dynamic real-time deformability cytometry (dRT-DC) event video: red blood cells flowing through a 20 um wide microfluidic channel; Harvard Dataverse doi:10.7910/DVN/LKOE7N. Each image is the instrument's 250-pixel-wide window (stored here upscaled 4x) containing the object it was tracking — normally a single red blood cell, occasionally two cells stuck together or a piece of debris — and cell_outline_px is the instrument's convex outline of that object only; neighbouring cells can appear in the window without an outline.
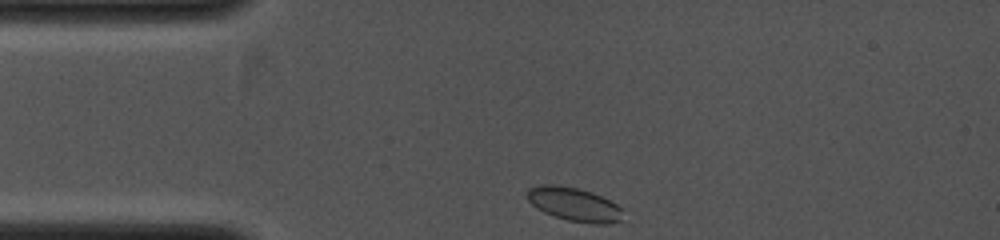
{"species": "common noctule bat (a hibernating species)", "species_latin": "Nyctalus noctula", "temperature_condition": "cold", "stored_images_in_passage": 32, "camera_frame_rate_fps": 4000, "um_per_image_px": 0.085, "animal": {"sex": "female", "body_mass_g": 19.0, "forearm_length_mm": 53.3}, "frame": {"image": 1, "passage_image": 1, "time_ms": 0.0, "image_size_px": [1000, 240], "cell_outline_px": [[620, 220], [608, 224], [592, 224], [568, 220], [552, 216], [536, 208], [528, 200], [528, 188], [540, 184], [552, 184], [576, 188], [592, 192], [616, 204], [620, 208]], "centroid_in_image_um": [48.75, 17.37], "position_along_channel_um": 36.3, "area_um2": 18.55}}
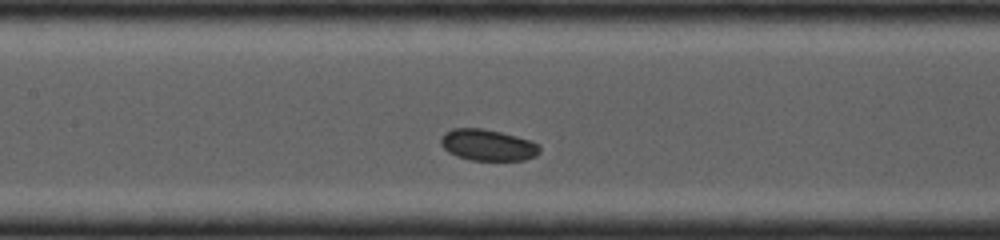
{"frame": {"image": 2, "passage_image": 21, "time_ms": 3.0, "image_size_px": [1000, 240], "cell_outline_px": [[540, 152], [536, 156], [524, 160], [472, 160], [456, 156], [448, 152], [440, 144], [440, 136], [444, 132], [452, 128], [484, 128], [532, 140], [540, 144]], "centroid_in_image_um": [41.46, 12.32], "position_along_channel_um": 165.9, "area_um2": 18.32}}
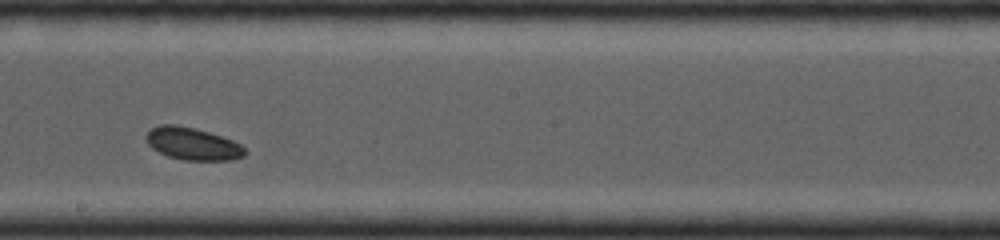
{"frame": {"image": 3, "passage_image": 29, "time_ms": 4.25, "image_size_px": [1000, 240], "cell_outline_px": [[248, 152], [244, 156], [232, 160], [184, 160], [168, 156], [152, 148], [148, 144], [144, 136], [152, 128], [160, 124], [176, 124], [208, 132], [232, 140], [240, 144]], "centroid_in_image_um": [16.37, 12.22], "position_along_channel_um": 231.8, "area_um2": 18.55}}